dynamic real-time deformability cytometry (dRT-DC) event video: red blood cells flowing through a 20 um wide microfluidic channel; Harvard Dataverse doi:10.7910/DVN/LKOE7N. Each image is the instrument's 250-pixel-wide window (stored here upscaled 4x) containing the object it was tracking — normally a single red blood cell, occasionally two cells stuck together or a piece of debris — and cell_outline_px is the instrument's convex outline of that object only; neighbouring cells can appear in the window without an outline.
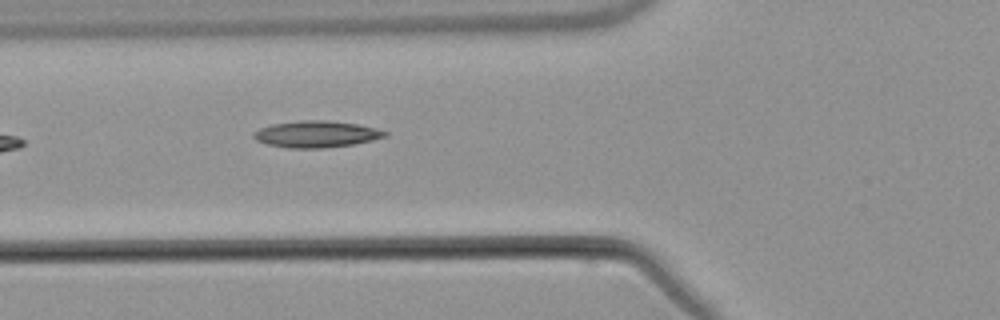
{"species": "common noctule bat (a hibernating species)", "species_latin": "Nyctalus noctula", "temperature_condition": "warm", "stored_images_in_passage": 4, "camera_frame_rate_fps": 3000, "um_per_image_px": 0.085, "animal": {"sex": "male", "body_mass_g": 21.5, "forearm_length_mm": 52.0}, "frame": {"image": 1, "passage_image": 4, "time_ms": 4.0, "image_size_px": [1000, 320], "cell_outline_px": [[388, 136], [372, 140], [352, 144], [324, 148], [288, 148], [268, 144], [256, 140], [252, 136], [252, 132], [260, 128], [272, 124], [300, 120], [324, 120], [356, 124], [376, 128], [388, 132]], "centroid_in_image_um": [26.87, 11.4], "position_along_channel_um": 98.9, "area_um2": 20.29}}